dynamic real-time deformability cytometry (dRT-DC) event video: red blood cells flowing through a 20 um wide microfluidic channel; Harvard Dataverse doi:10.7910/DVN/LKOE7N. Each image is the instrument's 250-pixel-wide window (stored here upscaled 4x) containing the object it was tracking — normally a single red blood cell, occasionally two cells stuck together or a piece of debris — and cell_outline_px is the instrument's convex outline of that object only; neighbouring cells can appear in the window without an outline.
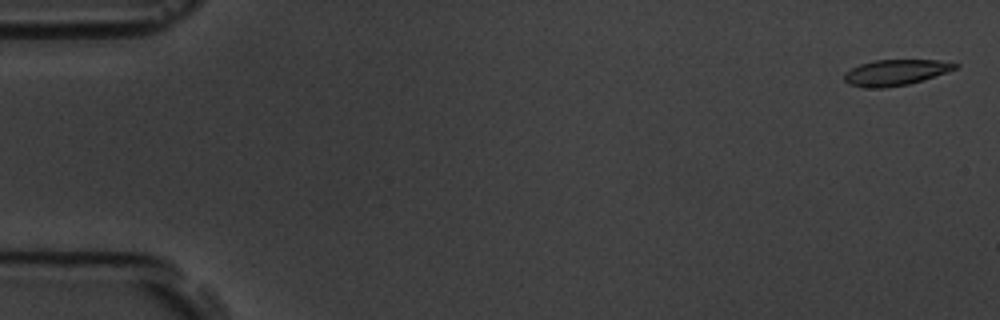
{"species": "common noctule bat (a hibernating species)", "species_latin": "Nyctalus noctula", "temperature_condition": "room temperature", "stored_images_in_passage": 6, "camera_frame_rate_fps": 3000, "um_per_image_px": 0.085, "animal": {"sex": "male", "body_mass_g": 19.5, "forearm_length_mm": 54.6}, "frame": {"image": 1, "passage_image": 1, "time_ms": 0.0, "image_size_px": [1000, 320], "cell_outline_px": [[960, 64], [956, 68], [908, 84], [884, 88], [864, 88], [848, 84], [844, 80], [844, 72], [860, 64], [876, 60], [940, 60]], "centroid_in_image_um": [76.05, 6.16], "position_along_channel_um": 8.9, "area_um2": 16.47}}
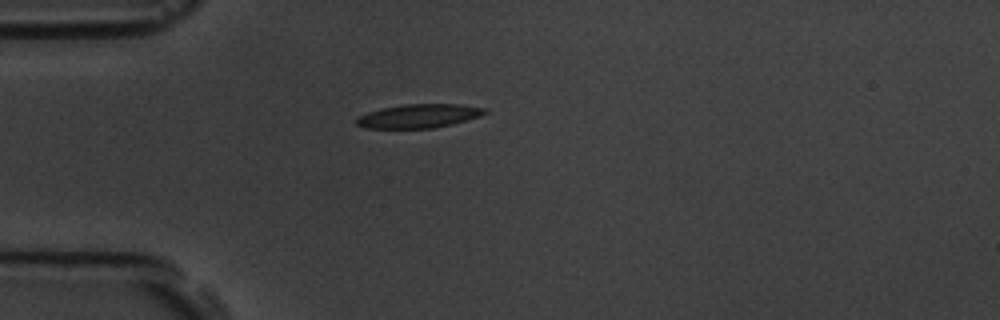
{"frame": {"image": 2, "passage_image": 5, "time_ms": 4.667, "image_size_px": [1000, 320], "cell_outline_px": [[488, 112], [480, 116], [452, 124], [432, 128], [364, 128], [356, 124], [356, 120], [360, 116], [368, 112], [380, 108], [404, 104], [460, 104], [484, 108]], "centroid_in_image_um": [35.59, 9.85], "position_along_channel_um": 49.4, "area_um2": 17.69}}